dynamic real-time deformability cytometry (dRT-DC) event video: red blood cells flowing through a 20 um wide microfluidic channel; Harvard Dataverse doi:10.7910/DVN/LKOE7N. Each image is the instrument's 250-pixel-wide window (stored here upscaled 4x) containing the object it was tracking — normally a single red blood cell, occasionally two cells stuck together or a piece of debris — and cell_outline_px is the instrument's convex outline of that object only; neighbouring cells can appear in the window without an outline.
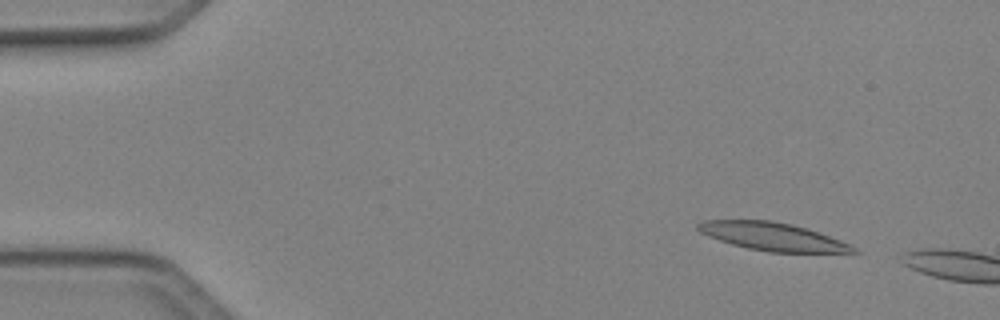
{"species": "Egyptian fruit bat (a non-hibernating species)", "species_latin": "Rousettus aegyptiacus", "temperature_condition": "cold", "stored_images_in_passage": 13, "camera_frame_rate_fps": 3000, "um_per_image_px": 0.085, "animal": {"sex": "female"}, "frame": {"image": 1, "passage_image": 3, "time_ms": 0.667, "image_size_px": [1000, 320], "cell_outline_px": [[860, 252], [768, 252], [748, 248], [732, 244], [708, 236], [700, 232], [696, 228], [696, 224], [704, 220], [772, 220], [792, 224], [840, 240], [856, 248]], "centroid_in_image_um": [65.61, 20.1], "position_along_channel_um": 19.4, "area_um2": 24.97}}